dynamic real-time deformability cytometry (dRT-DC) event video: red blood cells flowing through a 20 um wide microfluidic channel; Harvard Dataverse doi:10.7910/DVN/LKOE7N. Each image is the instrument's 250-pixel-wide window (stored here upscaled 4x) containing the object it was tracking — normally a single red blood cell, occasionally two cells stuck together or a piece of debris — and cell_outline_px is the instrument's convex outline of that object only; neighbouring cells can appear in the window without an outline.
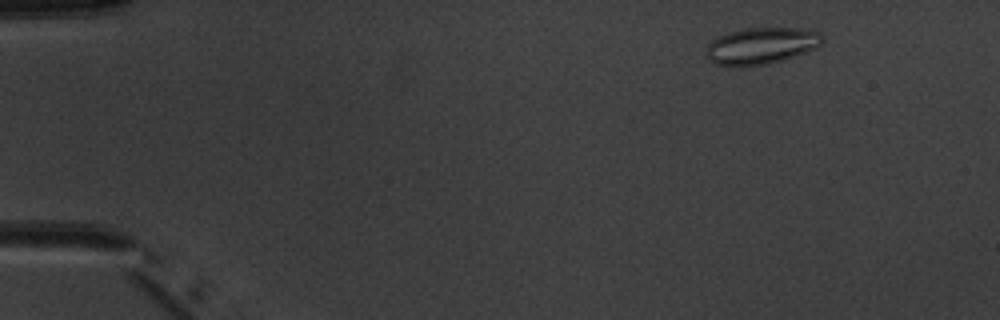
{"species": "common noctule bat (a hibernating species)", "species_latin": "Nyctalus noctula", "temperature_condition": "warm", "stored_images_in_passage": 4, "camera_frame_rate_fps": 3000, "um_per_image_px": 0.085, "animal": {"sex": "male", "body_mass_g": 20.1, "forearm_length_mm": 53.5}, "frame": {"image": 1, "passage_image": 2, "time_ms": 1.333, "image_size_px": [1000, 320], "cell_outline_px": [[824, 40], [816, 48], [784, 60], [768, 64], [716, 64], [708, 56], [708, 44], [712, 40], [728, 32], [744, 28], [796, 28], [820, 32], [824, 36]], "centroid_in_image_um": [64.79, 3.85], "position_along_channel_um": 20.2, "area_um2": 24.16}}
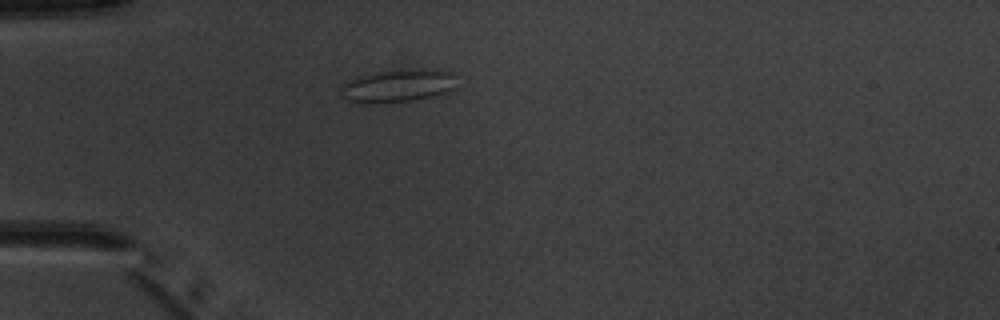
{"frame": {"image": 2, "passage_image": 4, "time_ms": 4.333, "image_size_px": [1000, 320], "cell_outline_px": [[456, 88], [440, 96], [416, 100], [380, 104], [360, 104], [344, 96], [340, 92], [340, 84], [356, 76], [400, 68], [456, 72]], "centroid_in_image_um": [33.85, 7.3], "position_along_channel_um": 51.1, "area_um2": 23.0}}